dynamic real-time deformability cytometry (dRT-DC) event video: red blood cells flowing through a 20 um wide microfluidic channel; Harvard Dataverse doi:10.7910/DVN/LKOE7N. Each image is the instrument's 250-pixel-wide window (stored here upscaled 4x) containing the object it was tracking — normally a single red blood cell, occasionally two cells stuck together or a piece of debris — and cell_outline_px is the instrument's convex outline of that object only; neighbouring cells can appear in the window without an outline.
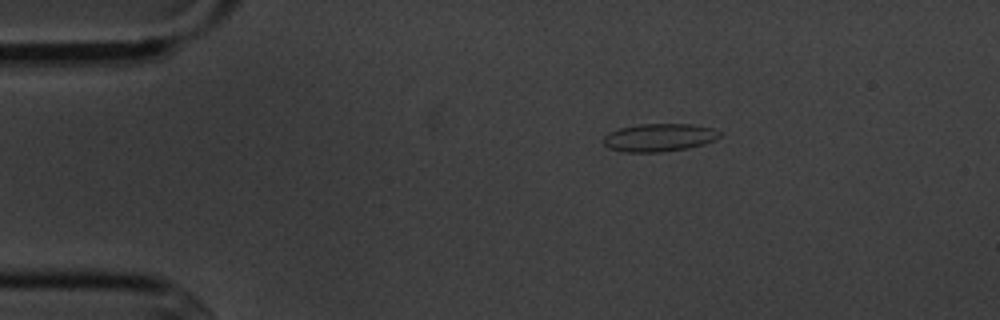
{"species": "common noctule bat (a hibernating species)", "species_latin": "Nyctalus noctula", "temperature_condition": "cold", "stored_images_in_passage": 6, "camera_frame_rate_fps": 3000, "um_per_image_px": 0.085, "animal": {"sex": "male", "body_mass_g": 20.1, "forearm_length_mm": 53.5}, "frame": {"image": 1, "passage_image": 1, "time_ms": 0.0, "image_size_px": [1000, 320], "cell_outline_px": [[720, 136], [704, 144], [688, 148], [660, 152], [624, 152], [608, 148], [604, 144], [604, 136], [608, 132], [620, 128], [640, 124], [692, 124], [712, 128], [720, 132]], "centroid_in_image_um": [56.0, 11.69], "position_along_channel_um": 29.0, "area_um2": 18.84}}
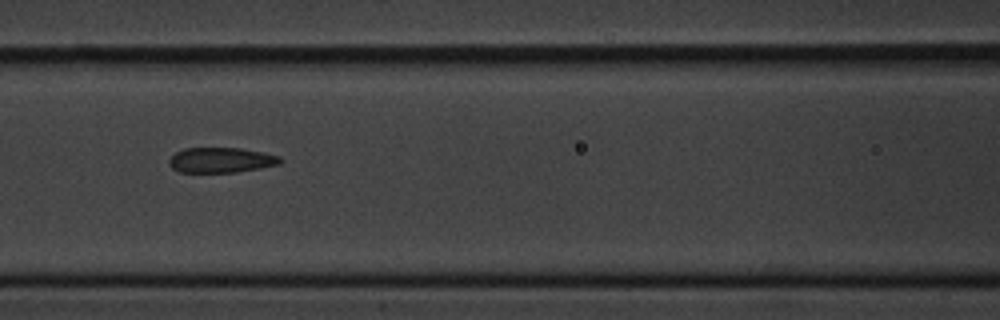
{"frame": {"image": 2, "passage_image": 5, "time_ms": 4.667, "image_size_px": [1000, 320], "cell_outline_px": [[284, 160], [280, 164], [260, 168], [236, 172], [180, 172], [172, 168], [168, 164], [168, 160], [176, 152], [184, 148], [240, 148], [264, 152], [280, 156]], "centroid_in_image_um": [18.81, 13.6], "position_along_channel_um": 147.8, "area_um2": 16.42}}
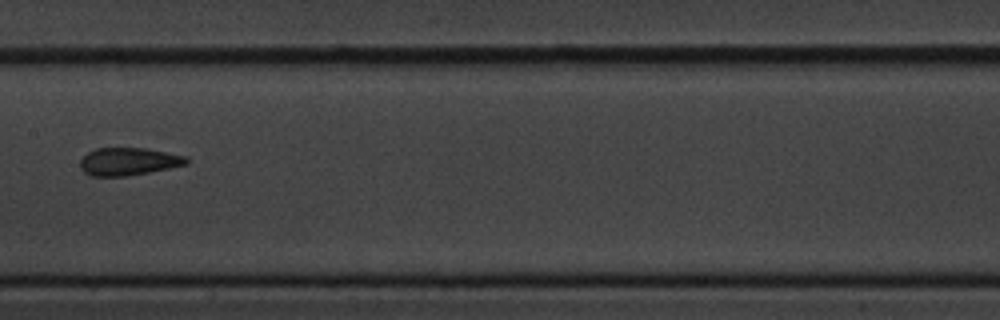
{"frame": {"image": 3, "passage_image": 6, "time_ms": 6.0, "image_size_px": [1000, 320], "cell_outline_px": [[188, 164], [148, 172], [124, 176], [92, 176], [84, 172], [80, 168], [80, 160], [88, 152], [96, 148], [148, 148], [188, 156]], "centroid_in_image_um": [10.93, 13.72], "position_along_channel_um": 196.5, "area_um2": 17.17}}